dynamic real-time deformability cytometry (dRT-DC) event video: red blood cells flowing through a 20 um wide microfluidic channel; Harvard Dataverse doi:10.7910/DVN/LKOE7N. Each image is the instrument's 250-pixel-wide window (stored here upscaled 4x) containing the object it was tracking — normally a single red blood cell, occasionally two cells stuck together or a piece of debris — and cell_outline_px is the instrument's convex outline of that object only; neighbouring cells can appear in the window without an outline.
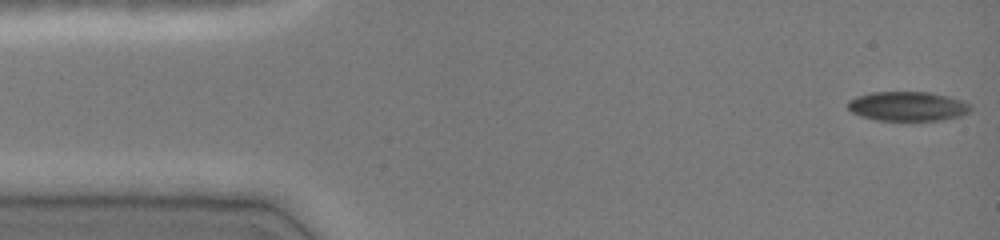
{"species": "common noctule bat (a hibernating species)", "species_latin": "Nyctalus noctula", "temperature_condition": "cold", "stored_images_in_passage": 47, "camera_frame_rate_fps": 3000, "um_per_image_px": 0.085, "animal": {"sex": "female", "body_mass_g": 19.0, "forearm_length_mm": 51.5}, "frame": {"image": 1, "passage_image": 1, "time_ms": 0.0, "image_size_px": [1000, 240], "cell_outline_px": [[972, 108], [968, 112], [960, 116], [940, 120], [876, 120], [860, 116], [852, 112], [848, 108], [848, 100], [856, 96], [872, 92], [928, 92], [948, 96], [964, 100], [972, 104]], "centroid_in_image_um": [77.17, 9.03], "position_along_channel_um": 7.8, "area_um2": 21.15}}
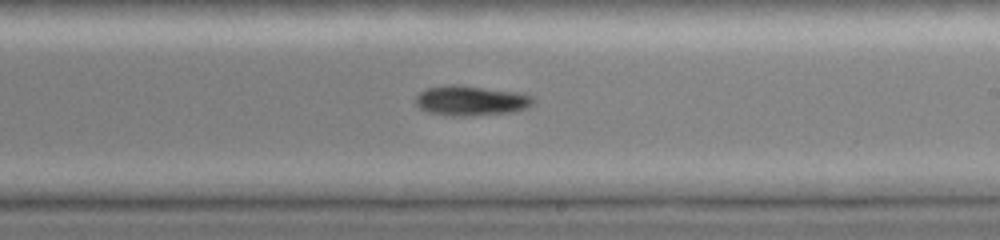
{"frame": {"image": 2, "passage_image": 27, "time_ms": 8.667, "image_size_px": [1000, 240], "cell_outline_px": [[536, 100], [528, 108], [512, 112], [464, 116], [448, 116], [428, 112], [420, 108], [416, 104], [416, 96], [420, 92], [428, 88], [448, 84], [456, 84], [516, 92], [532, 96]], "centroid_in_image_um": [40.03, 8.56], "position_along_channel_um": 249.0, "area_um2": 20.52}}
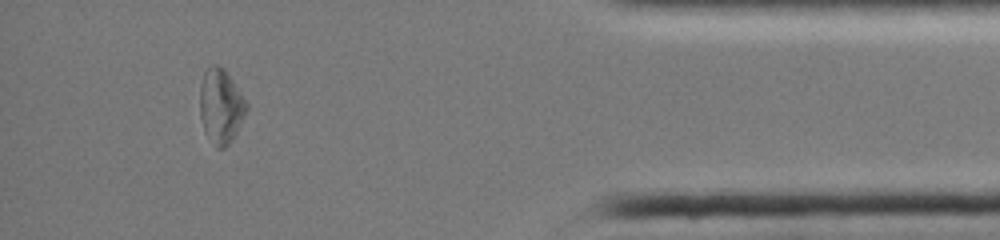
{"frame": {"image": 3, "passage_image": 42, "time_ms": 13.667, "image_size_px": [1000, 240], "cell_outline_px": [[248, 108], [232, 140], [224, 148], [216, 148], [204, 132], [200, 116], [200, 84], [204, 72], [212, 64], [216, 64], [224, 68], [248, 104]], "centroid_in_image_um": [18.75, 9.02], "position_along_channel_um": 416.5, "area_um2": 20.17}, "authors_computed_cell_mechanics": {"area_um2": 21.2126, "velocity_mm_per_s": 4.0627, "shape_relaxation_time_tau1_ms": 1.6808, "shape_relaxation_time_tau2_ms": null, "deformation_change_tau1": 0.0841, "deformation_change_tau2": null}}